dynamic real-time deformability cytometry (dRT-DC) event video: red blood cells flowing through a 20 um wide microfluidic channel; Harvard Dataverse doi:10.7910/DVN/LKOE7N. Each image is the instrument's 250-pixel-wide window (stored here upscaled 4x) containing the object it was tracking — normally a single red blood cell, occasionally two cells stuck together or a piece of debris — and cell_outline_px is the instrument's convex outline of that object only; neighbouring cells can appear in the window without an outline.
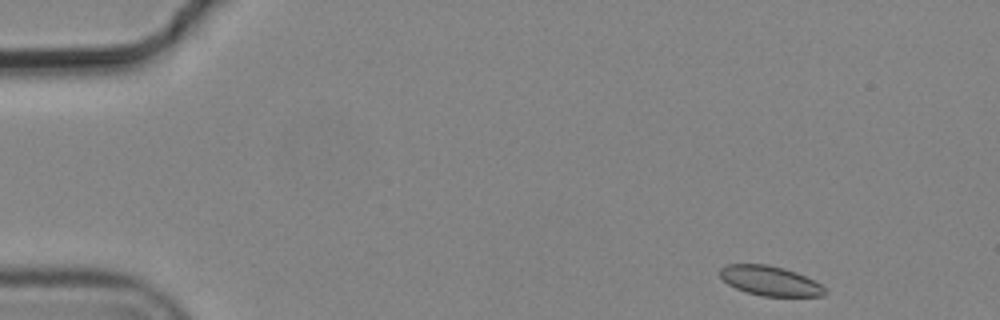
{"species": "common noctule bat (a hibernating species)", "species_latin": "Nyctalus noctula", "temperature_condition": "cold", "stored_images_in_passage": 4, "camera_frame_rate_fps": 3000, "um_per_image_px": 0.085, "animal": {"sex": "male", "body_mass_g": 19.2, "forearm_length_mm": 51.8}, "frame": {"image": 1, "passage_image": 1, "time_ms": 0.0, "image_size_px": [1000, 320], "cell_outline_px": [[828, 292], [824, 296], [764, 296], [748, 292], [736, 288], [728, 284], [720, 276], [720, 268], [728, 264], [768, 264], [784, 268], [796, 272], [816, 280]], "centroid_in_image_um": [65.49, 23.86], "position_along_channel_um": 19.5, "area_um2": 18.15}}